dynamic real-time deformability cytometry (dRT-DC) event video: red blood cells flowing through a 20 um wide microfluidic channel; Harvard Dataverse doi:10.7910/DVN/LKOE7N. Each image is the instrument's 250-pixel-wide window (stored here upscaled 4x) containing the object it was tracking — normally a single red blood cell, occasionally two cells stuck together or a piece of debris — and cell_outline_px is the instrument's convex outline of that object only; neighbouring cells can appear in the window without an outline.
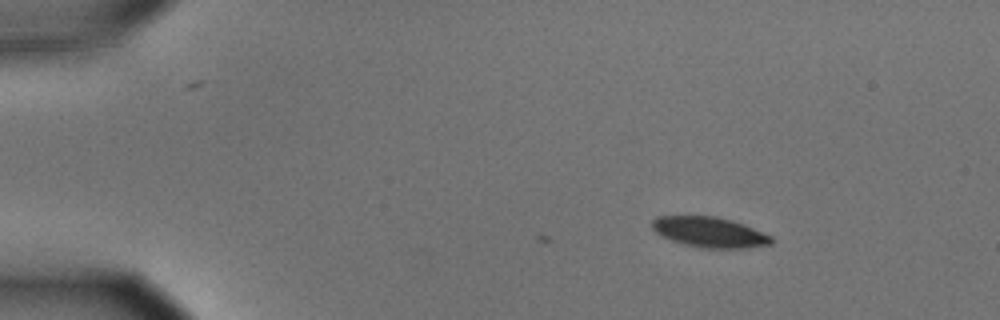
{"species": "common noctule bat (a hibernating species)", "species_latin": "Nyctalus noctula", "temperature_condition": "cold", "stored_images_in_passage": 3, "camera_frame_rate_fps": 3000, "um_per_image_px": 0.085, "animal": {"sex": "male", "body_mass_g": 15.6}, "frame": {"image": 1, "passage_image": 3, "time_ms": 0.667, "image_size_px": [1000, 320], "cell_outline_px": [[772, 244], [744, 248], [700, 248], [684, 244], [672, 240], [656, 232], [652, 228], [652, 220], [656, 216], [716, 216], [732, 220], [744, 224], [772, 236]], "centroid_in_image_um": [60.32, 19.73], "position_along_channel_um": 24.7, "area_um2": 21.04}}